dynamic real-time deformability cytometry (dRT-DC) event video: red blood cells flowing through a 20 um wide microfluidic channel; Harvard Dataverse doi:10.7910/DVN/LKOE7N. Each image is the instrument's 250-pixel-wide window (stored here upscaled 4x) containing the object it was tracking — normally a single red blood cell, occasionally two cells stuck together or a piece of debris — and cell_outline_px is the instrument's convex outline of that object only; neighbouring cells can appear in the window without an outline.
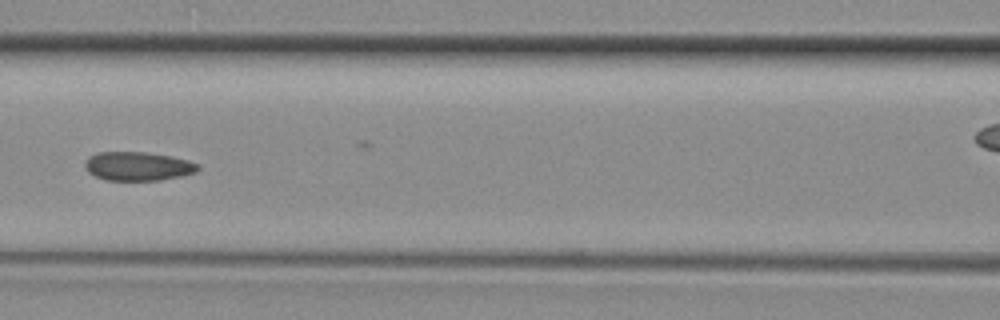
{"species": "common noctule bat (a hibernating species)", "species_latin": "Nyctalus noctula", "temperature_condition": "room temperature", "stored_images_in_passage": 42, "camera_frame_rate_fps": 3000, "um_per_image_px": 0.085, "animal": {"sex": "female", "body_mass_g": 29.2, "forearm_length_mm": 56.3}, "frame": {"image": 1, "passage_image": 18, "time_ms": 5.667, "image_size_px": [1000, 320], "cell_outline_px": [[200, 168], [196, 172], [180, 176], [160, 180], [104, 180], [88, 172], [84, 168], [84, 164], [88, 156], [96, 152], [144, 152], [172, 156], [188, 160], [196, 164]], "centroid_in_image_um": [11.68, 14.12], "position_along_channel_um": 154.9, "area_um2": 19.02}}
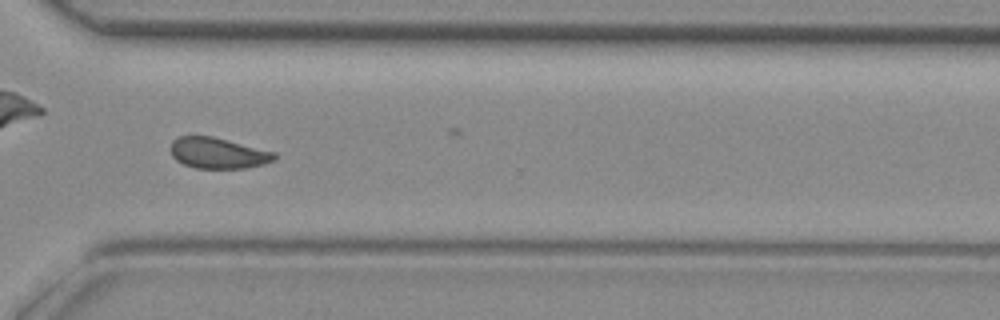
{"frame": {"image": 2, "passage_image": 30, "time_ms": 9.667, "image_size_px": [1000, 320], "cell_outline_px": [[276, 160], [264, 164], [248, 168], [196, 168], [184, 164], [176, 160], [172, 156], [172, 140], [180, 136], [212, 136], [276, 152]], "centroid_in_image_um": [18.57, 13.02], "position_along_channel_um": 352.0, "area_um2": 18.67}}